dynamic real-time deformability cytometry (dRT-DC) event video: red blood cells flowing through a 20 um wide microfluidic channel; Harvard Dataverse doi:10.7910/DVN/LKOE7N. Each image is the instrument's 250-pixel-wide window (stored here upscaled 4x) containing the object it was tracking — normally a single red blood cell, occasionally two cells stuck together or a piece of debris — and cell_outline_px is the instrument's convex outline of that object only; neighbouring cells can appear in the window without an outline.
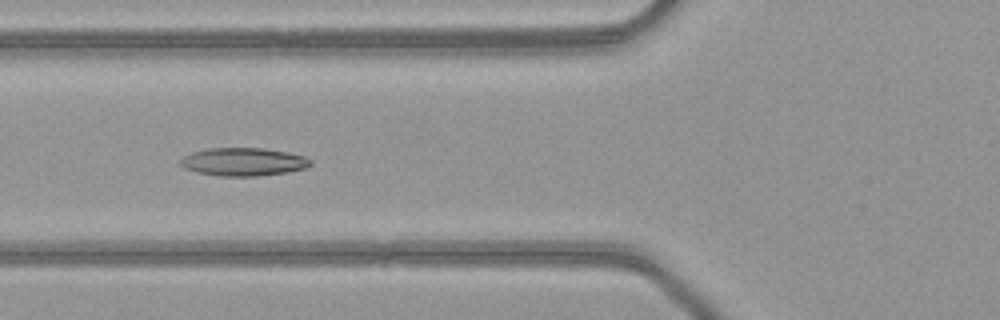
{"species": "common noctule bat (a hibernating species)", "species_latin": "Nyctalus noctula", "temperature_condition": "warm", "stored_images_in_passage": 43, "camera_frame_rate_fps": 3000, "um_per_image_px": 0.085, "animal": {"sex": "female", "body_mass_g": 21.9}, "frame": {"image": 1, "passage_image": 12, "time_ms": 3.667, "image_size_px": [1000, 320], "cell_outline_px": [[312, 164], [304, 168], [288, 172], [256, 176], [220, 176], [196, 172], [184, 168], [180, 164], [180, 160], [184, 156], [192, 152], [208, 148], [264, 148], [288, 152], [304, 156], [312, 160]], "centroid_in_image_um": [20.69, 13.75], "position_along_channel_um": 105.1, "area_um2": 21.33}}
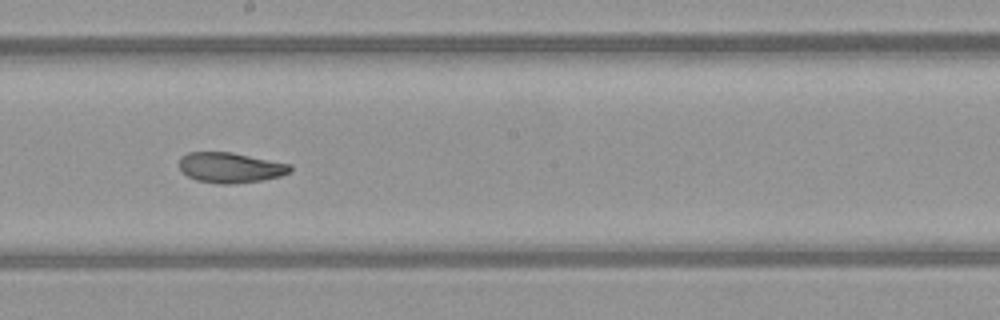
{"frame": {"image": 2, "passage_image": 21, "time_ms": 6.667, "image_size_px": [1000, 320], "cell_outline_px": [[292, 172], [280, 176], [260, 180], [232, 184], [220, 184], [196, 180], [188, 176], [180, 168], [180, 156], [188, 152], [232, 152], [292, 164]], "centroid_in_image_um": [19.61, 14.24], "position_along_channel_um": 228.6, "area_um2": 19.65}}
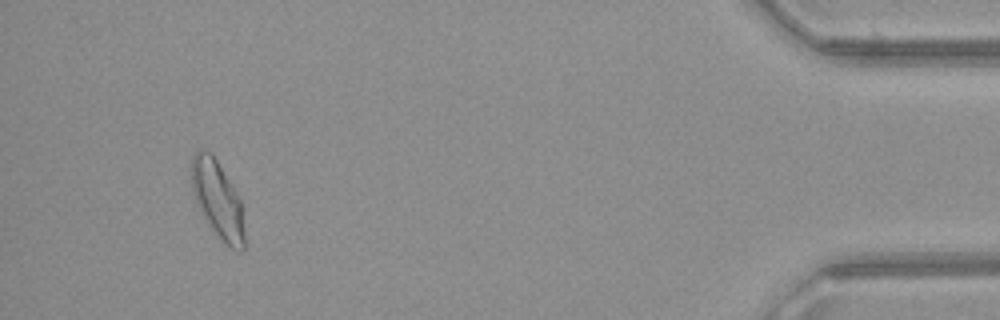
{"frame": {"image": 3, "passage_image": 40, "time_ms": 13.0, "image_size_px": [1000, 320], "cell_outline_px": [[244, 252], [240, 252], [232, 248], [212, 228], [200, 212], [196, 204], [192, 192], [192, 156], [200, 148], [212, 152], [240, 196], [244, 232]], "centroid_in_image_um": [18.5, 16.9], "position_along_channel_um": 416.7, "area_um2": 23.76}, "authors_computed_cell_mechanics": {"area_um2": 21.1548, "velocity_mm_per_s": 4.0932, "shape_relaxation_time_tau1_ms": 10.1188, "shape_relaxation_time_tau2_ms": 2.708, "deformation_change_tau1": 0.2346, "deformation_change_tau2": 0.0855}}